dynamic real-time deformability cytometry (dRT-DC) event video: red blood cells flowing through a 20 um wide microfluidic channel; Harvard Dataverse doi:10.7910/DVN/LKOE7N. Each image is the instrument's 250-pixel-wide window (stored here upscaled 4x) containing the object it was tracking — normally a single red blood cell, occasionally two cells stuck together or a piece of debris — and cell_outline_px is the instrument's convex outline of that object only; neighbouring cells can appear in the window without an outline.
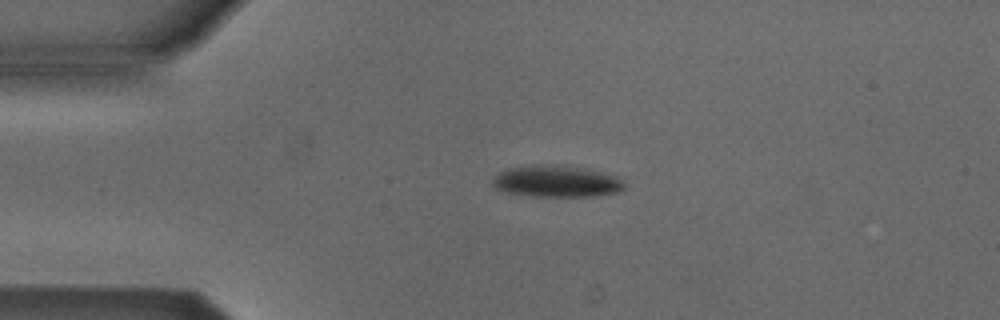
{"species": "Egyptian fruit bat (a non-hibernating species)", "species_latin": "Rousettus aegyptiacus", "temperature_condition": "cold", "stored_images_in_passage": 7, "camera_frame_rate_fps": 3000, "um_per_image_px": 0.085, "animal": {"sex": "male"}, "frame": {"image": 1, "passage_image": 3, "time_ms": 2.333, "image_size_px": [1000, 320], "cell_outline_px": [[624, 188], [616, 192], [592, 196], [532, 196], [508, 192], [496, 188], [492, 184], [492, 180], [504, 168], [532, 164], [556, 164], [588, 168], [616, 176], [624, 184]], "centroid_in_image_um": [47.27, 15.38], "position_along_channel_um": 37.7, "area_um2": 24.39}}
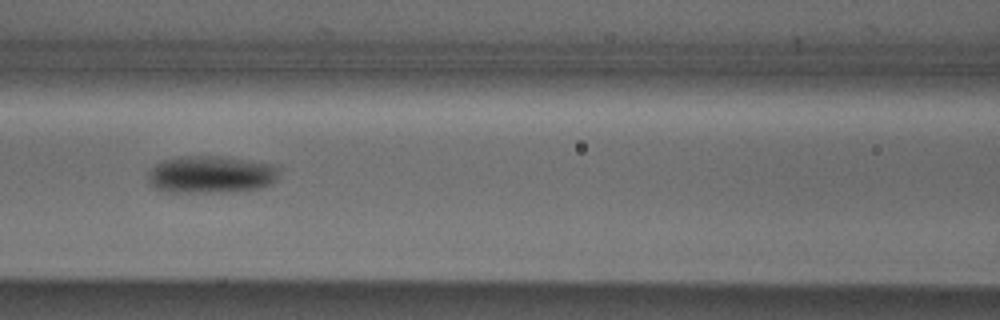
{"frame": {"image": 2, "passage_image": 6, "time_ms": 6.0, "image_size_px": [1000, 320], "cell_outline_px": [[280, 172], [276, 180], [272, 184], [260, 188], [228, 192], [168, 192], [156, 188], [148, 184], [148, 172], [156, 164], [164, 160], [184, 156], [216, 156], [272, 164]], "centroid_in_image_um": [17.91, 14.85], "position_along_channel_um": 148.7, "area_um2": 28.44}}
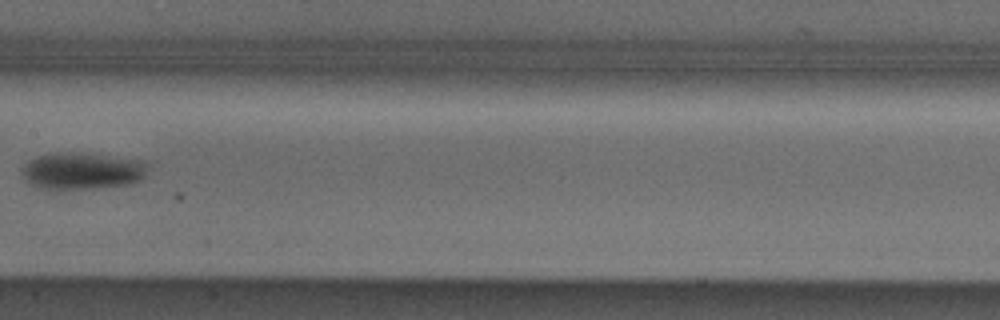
{"frame": {"image": 3, "passage_image": 7, "time_ms": 7.333, "image_size_px": [1000, 320], "cell_outline_px": [[148, 168], [144, 176], [140, 180], [132, 184], [96, 188], [40, 188], [32, 184], [24, 176], [24, 164], [40, 156], [96, 156], [148, 160]], "centroid_in_image_um": [7.13, 14.59], "position_along_channel_um": 200.3, "area_um2": 25.26}}